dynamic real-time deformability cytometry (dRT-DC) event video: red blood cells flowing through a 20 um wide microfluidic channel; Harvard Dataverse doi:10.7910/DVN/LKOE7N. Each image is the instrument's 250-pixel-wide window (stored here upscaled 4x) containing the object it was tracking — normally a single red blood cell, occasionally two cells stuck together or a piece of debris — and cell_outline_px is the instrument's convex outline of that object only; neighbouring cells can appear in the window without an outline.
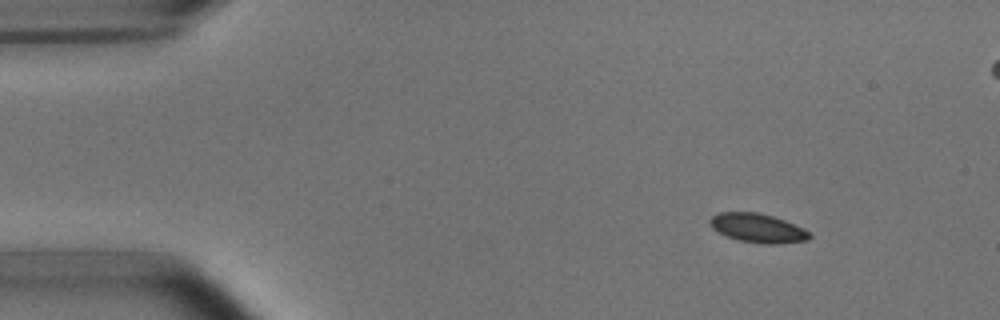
{"species": "common noctule bat (a hibernating species)", "species_latin": "Nyctalus noctula", "temperature_condition": "room temperature", "stored_images_in_passage": 5, "camera_frame_rate_fps": 3000, "um_per_image_px": 0.085, "animal": {"sex": "male", "body_mass_g": 15.6}, "frame": {"image": 1, "passage_image": 1, "time_ms": 0.0, "image_size_px": [1000, 320], "cell_outline_px": [[812, 236], [808, 240], [776, 244], [764, 244], [736, 240], [712, 228], [708, 220], [712, 216], [720, 212], [756, 212], [772, 216], [784, 220], [804, 228]], "centroid_in_image_um": [64.4, 19.39], "position_along_channel_um": 20.6, "area_um2": 16.76}}